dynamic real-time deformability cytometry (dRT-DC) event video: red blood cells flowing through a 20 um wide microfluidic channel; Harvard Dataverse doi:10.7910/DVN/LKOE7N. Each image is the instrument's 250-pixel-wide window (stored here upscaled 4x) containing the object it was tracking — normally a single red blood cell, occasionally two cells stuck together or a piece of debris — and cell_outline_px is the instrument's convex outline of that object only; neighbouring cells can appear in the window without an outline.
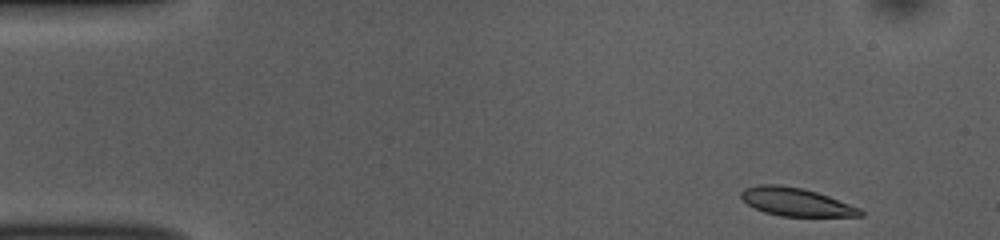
{"species": "common noctule bat (a hibernating species)", "species_latin": "Nyctalus noctula", "temperature_condition": "room temperature", "stored_images_in_passage": 48, "camera_frame_rate_fps": 3000, "um_per_image_px": 0.085, "animal": {"sex": "female", "body_mass_g": 10.0, "forearm_length_mm": 53.1}, "frame": {"image": 1, "passage_image": 1, "time_ms": 0.0, "image_size_px": [1000, 240], "cell_outline_px": [[864, 216], [780, 216], [764, 212], [748, 204], [740, 196], [740, 192], [744, 188], [760, 184], [776, 184], [800, 188], [816, 192], [828, 196], [860, 208], [864, 212]], "centroid_in_image_um": [67.65, 17.17], "position_along_channel_um": 17.3, "area_um2": 19.36}}
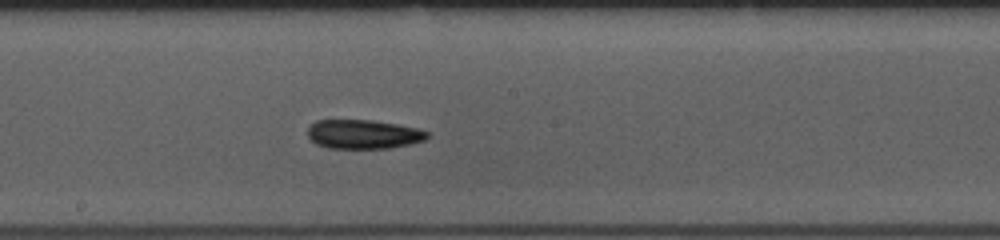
{"frame": {"image": 2, "passage_image": 24, "time_ms": 7.667, "image_size_px": [1000, 240], "cell_outline_px": [[428, 136], [424, 140], [408, 144], [388, 148], [328, 148], [316, 144], [308, 136], [308, 128], [316, 120], [372, 120], [396, 124], [416, 128], [428, 132]], "centroid_in_image_um": [30.85, 11.41], "position_along_channel_um": 217.3, "area_um2": 20.06}}
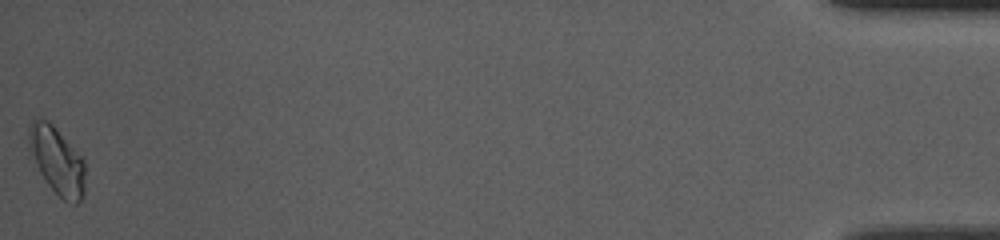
{"frame": {"image": 3, "passage_image": 48, "time_ms": 15.667, "image_size_px": [1000, 240], "cell_outline_px": [[84, 196], [76, 204], [72, 204], [64, 200], [48, 184], [28, 156], [28, 124], [32, 120], [48, 120], [52, 124], [84, 160]], "centroid_in_image_um": [4.8, 13.65], "position_along_channel_um": 430.4, "area_um2": 22.14}, "authors_computed_cell_mechanics": {"area_um2": 20.0855, "velocity_mm_per_s": 3.8426, "shape_relaxation_time_tau1_ms": 3.5545, "shape_relaxation_time_tau2_ms": null, "deformation_change_tau1": 0.1063, "deformation_change_tau2": null}}